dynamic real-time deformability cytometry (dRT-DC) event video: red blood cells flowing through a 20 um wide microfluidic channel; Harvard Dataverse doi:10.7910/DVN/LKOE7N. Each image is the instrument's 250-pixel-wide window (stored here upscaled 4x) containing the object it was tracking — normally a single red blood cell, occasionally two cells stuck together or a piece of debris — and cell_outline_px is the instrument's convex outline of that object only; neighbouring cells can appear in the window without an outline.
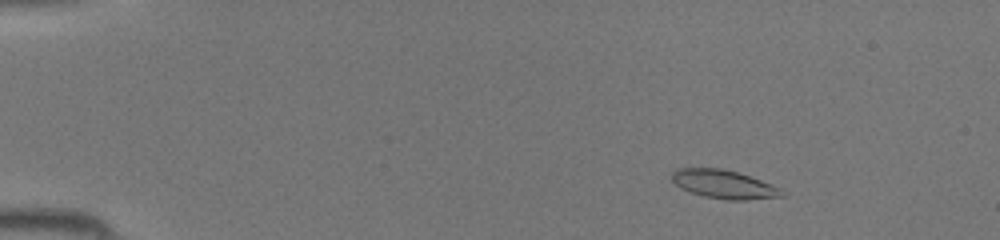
{"species": "common noctule bat (a hibernating species)", "species_latin": "Nyctalus noctula", "temperature_condition": "room temperature", "stored_images_in_passage": 44, "camera_frame_rate_fps": 3000, "um_per_image_px": 0.085, "animal": {"sex": "female", "body_mass_g": 19.5, "forearm_length_mm": 54.1}, "frame": {"image": 1, "passage_image": 6, "time_ms": 1.667, "image_size_px": [1000, 240], "cell_outline_px": [[788, 196], [748, 200], [728, 200], [704, 196], [680, 188], [672, 180], [672, 172], [676, 168], [720, 168], [740, 172], [784, 188], [788, 192]], "centroid_in_image_um": [61.65, 15.67], "position_along_channel_um": 23.3, "area_um2": 18.79}}
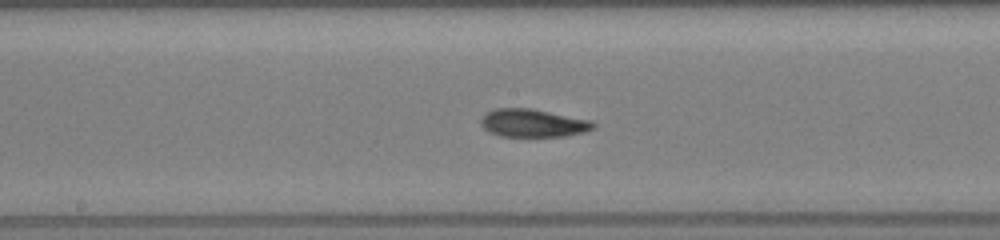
{"frame": {"image": 2, "passage_image": 24, "time_ms": 7.667, "image_size_px": [1000, 240], "cell_outline_px": [[596, 128], [584, 132], [564, 136], [500, 136], [488, 132], [480, 124], [480, 120], [488, 112], [496, 108], [532, 108], [592, 120], [596, 124]], "centroid_in_image_um": [45.33, 10.46], "position_along_channel_um": 202.9, "area_um2": 18.44}}
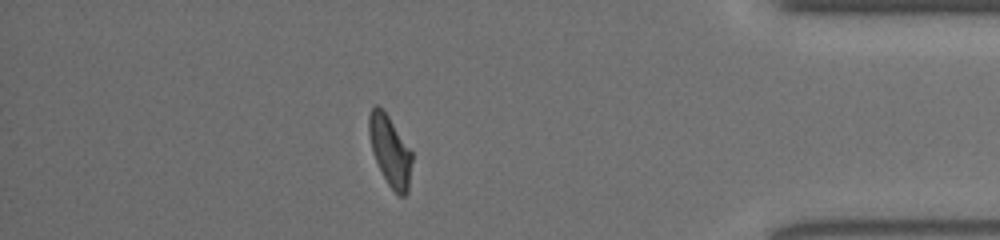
{"frame": {"image": 3, "passage_image": 39, "time_ms": 12.667, "image_size_px": [1000, 240], "cell_outline_px": [[412, 160], [408, 192], [404, 196], [400, 196], [388, 184], [372, 152], [368, 132], [368, 116], [372, 108], [376, 104], [388, 116], [412, 152]], "centroid_in_image_um": [33.15, 12.82], "position_along_channel_um": 402.1, "area_um2": 17.28}}